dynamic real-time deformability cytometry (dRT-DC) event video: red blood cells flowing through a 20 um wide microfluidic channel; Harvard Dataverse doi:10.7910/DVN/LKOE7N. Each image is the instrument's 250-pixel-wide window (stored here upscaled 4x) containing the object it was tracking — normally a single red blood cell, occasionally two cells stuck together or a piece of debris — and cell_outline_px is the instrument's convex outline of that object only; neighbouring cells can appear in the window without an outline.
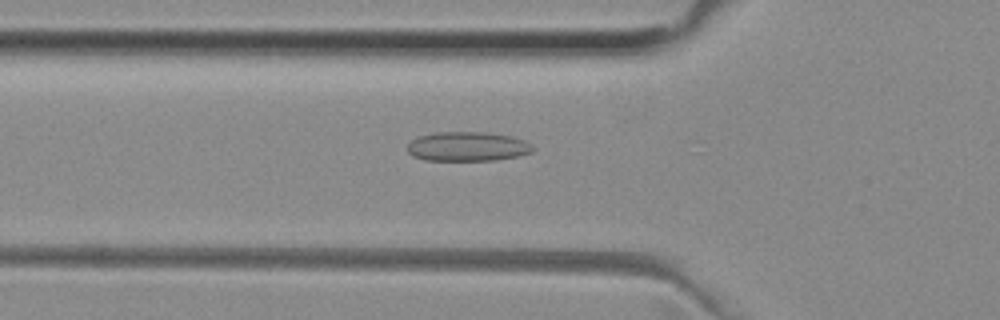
{"species": "common noctule bat (a hibernating species)", "species_latin": "Nyctalus noctula", "temperature_condition": "room temperature", "stored_images_in_passage": 14, "camera_frame_rate_fps": 3000, "um_per_image_px": 0.085, "animal": {"sex": "female", "body_mass_g": 29.2, "forearm_length_mm": 56.3}, "frame": {"image": 1, "passage_image": 2, "time_ms": 0.333, "image_size_px": [1000, 320], "cell_outline_px": [[536, 148], [532, 152], [516, 156], [492, 160], [424, 160], [412, 156], [408, 152], [408, 144], [412, 140], [420, 136], [436, 132], [484, 132], [512, 136], [524, 140], [532, 144]], "centroid_in_image_um": [39.75, 12.45], "position_along_channel_um": 86.0, "area_um2": 21.44}}
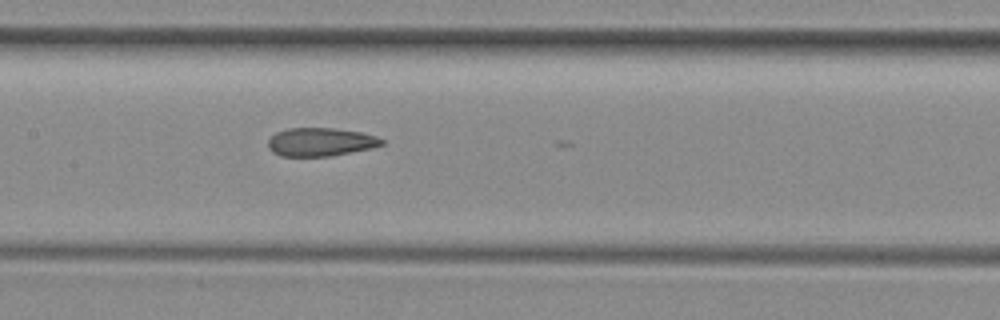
{"frame": {"image": 2, "passage_image": 9, "time_ms": 2.667, "image_size_px": [1000, 320], "cell_outline_px": [[384, 144], [372, 148], [332, 156], [280, 156], [272, 152], [268, 148], [268, 140], [276, 132], [288, 128], [332, 128], [360, 132], [376, 136], [384, 140]], "centroid_in_image_um": [27.23, 12.07], "position_along_channel_um": 180.2, "area_um2": 18.84}}
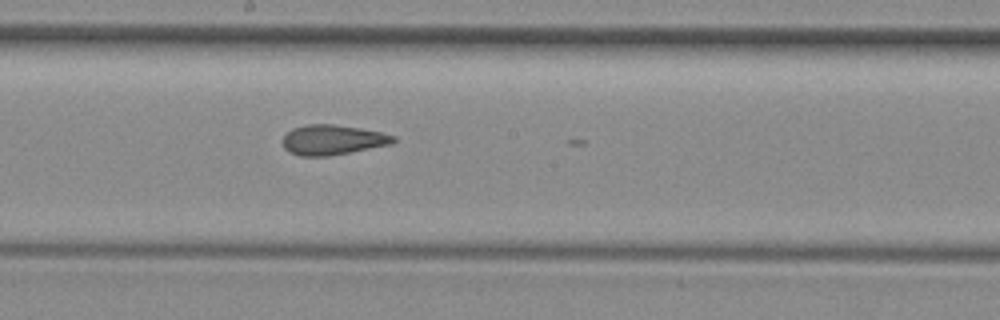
{"frame": {"image": 3, "passage_image": 12, "time_ms": 3.667, "image_size_px": [1000, 320], "cell_outline_px": [[396, 140], [392, 144], [328, 156], [300, 156], [288, 152], [284, 148], [284, 136], [292, 128], [308, 124], [332, 124], [360, 128], [380, 132], [396, 136]], "centroid_in_image_um": [28.27, 11.89], "position_along_channel_um": 219.9, "area_um2": 19.25}}